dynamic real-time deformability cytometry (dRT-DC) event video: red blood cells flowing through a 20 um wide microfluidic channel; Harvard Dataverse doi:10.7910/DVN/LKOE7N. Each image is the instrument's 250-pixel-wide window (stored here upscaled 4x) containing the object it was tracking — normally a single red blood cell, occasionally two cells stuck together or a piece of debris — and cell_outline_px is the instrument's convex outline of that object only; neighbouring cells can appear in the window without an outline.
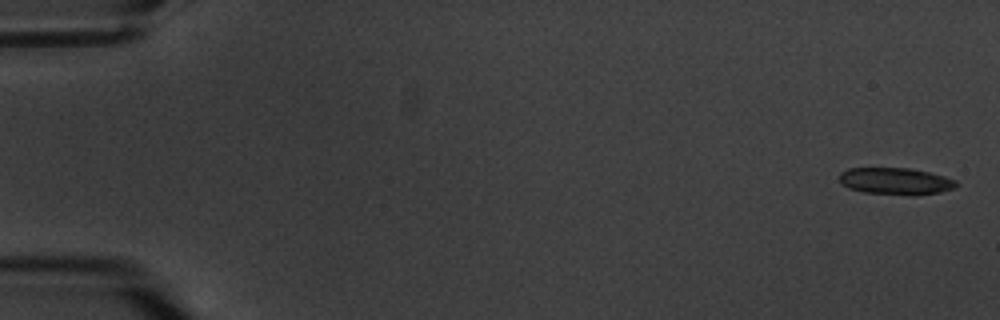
{"species": "common noctule bat (a hibernating species)", "species_latin": "Nyctalus noctula", "temperature_condition": "warm", "stored_images_in_passage": 8, "camera_frame_rate_fps": 3000, "um_per_image_px": 0.085, "animal": {"sex": "male", "body_mass_g": 20.1, "forearm_length_mm": 53.5}, "frame": {"image": 1, "passage_image": 1, "time_ms": 0.0, "image_size_px": [1000, 320], "cell_outline_px": [[960, 184], [956, 188], [940, 192], [916, 196], [912, 196], [864, 192], [848, 188], [840, 184], [840, 172], [848, 168], [908, 168], [928, 172], [944, 176], [956, 180]], "centroid_in_image_um": [76.15, 15.41], "position_along_channel_um": 8.8, "area_um2": 18.61}}
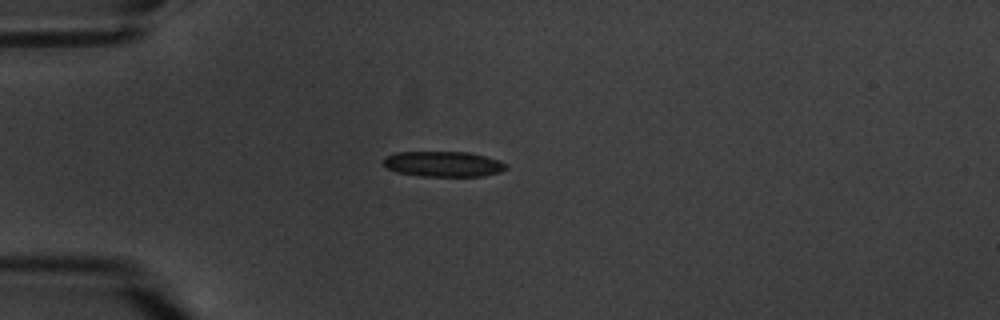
{"frame": {"image": 2, "passage_image": 5, "time_ms": 5.0, "image_size_px": [1000, 320], "cell_outline_px": [[508, 168], [500, 172], [484, 176], [420, 176], [396, 172], [388, 168], [384, 164], [384, 156], [396, 152], [468, 152], [500, 160], [508, 164]], "centroid_in_image_um": [37.7, 13.94], "position_along_channel_um": 47.3, "area_um2": 18.26}}
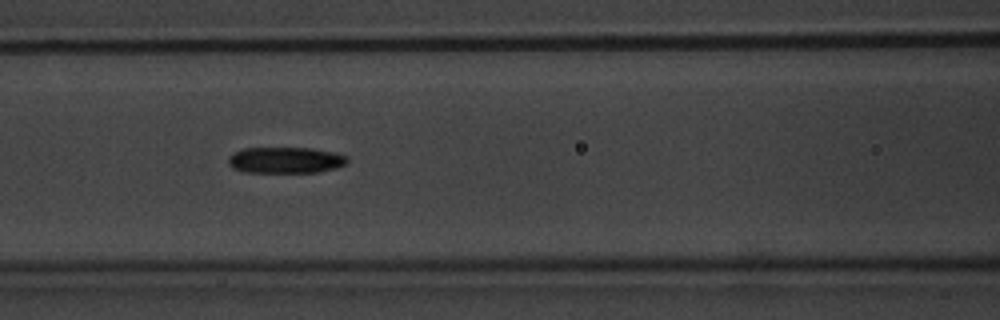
{"frame": {"image": 3, "passage_image": 8, "time_ms": 8.333, "image_size_px": [1000, 320], "cell_outline_px": [[348, 160], [344, 164], [336, 168], [320, 172], [244, 172], [232, 168], [228, 164], [228, 156], [244, 148], [312, 148], [336, 152], [348, 156]], "centroid_in_image_um": [24.28, 13.61], "position_along_channel_um": 142.3, "area_um2": 18.26}}